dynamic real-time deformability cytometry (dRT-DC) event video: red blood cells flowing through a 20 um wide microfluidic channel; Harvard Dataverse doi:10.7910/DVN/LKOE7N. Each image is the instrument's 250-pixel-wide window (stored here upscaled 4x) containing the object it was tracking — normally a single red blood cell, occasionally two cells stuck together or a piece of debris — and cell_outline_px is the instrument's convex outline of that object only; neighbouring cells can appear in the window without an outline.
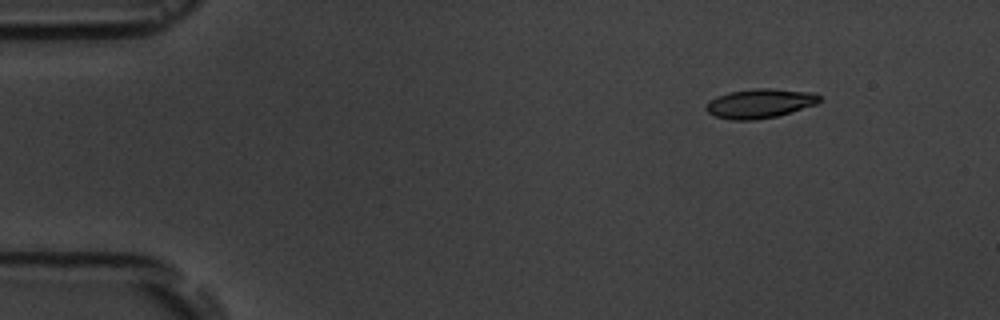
{"species": "common noctule bat (a hibernating species)", "species_latin": "Nyctalus noctula", "temperature_condition": "room temperature", "stored_images_in_passage": 3, "camera_frame_rate_fps": 3000, "um_per_image_px": 0.085, "animal": {"sex": "male", "body_mass_g": 19.5, "forearm_length_mm": 54.6}, "frame": {"image": 1, "passage_image": 1, "time_ms": 0.0, "image_size_px": [1000, 320], "cell_outline_px": [[824, 100], [816, 104], [776, 116], [752, 120], [732, 120], [716, 116], [708, 112], [704, 108], [708, 100], [716, 96], [728, 92], [752, 88], [768, 88], [816, 92]], "centroid_in_image_um": [64.59, 8.77], "position_along_channel_um": 20.4, "area_um2": 19.54}}